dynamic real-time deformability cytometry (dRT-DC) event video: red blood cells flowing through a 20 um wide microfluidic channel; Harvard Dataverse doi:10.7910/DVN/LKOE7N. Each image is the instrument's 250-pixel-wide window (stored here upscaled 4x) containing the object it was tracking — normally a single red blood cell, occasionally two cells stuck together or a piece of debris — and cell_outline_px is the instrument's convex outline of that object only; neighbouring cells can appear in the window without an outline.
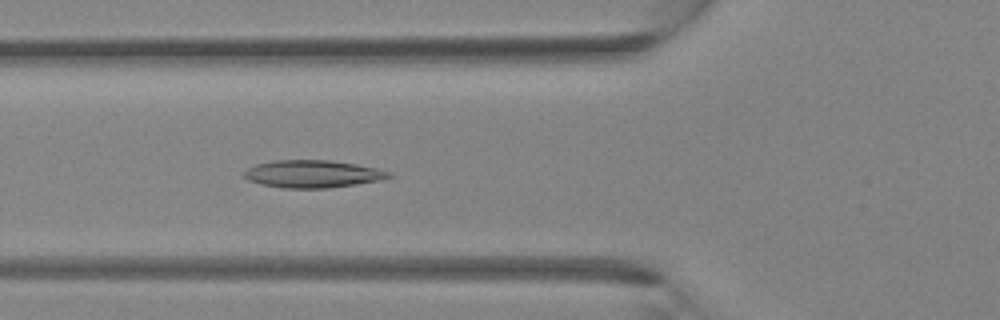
{"species": "Egyptian fruit bat (a non-hibernating species)", "species_latin": "Rousettus aegyptiacus", "temperature_condition": "room temperature", "stored_images_in_passage": 32, "camera_frame_rate_fps": 3000, "um_per_image_px": 0.085, "animal": {"sex": "female"}, "frame": {"image": 1, "passage_image": 7, "time_ms": 2.0, "image_size_px": [1000, 320], "cell_outline_px": [[396, 176], [356, 184], [328, 188], [280, 188], [260, 184], [248, 180], [244, 176], [244, 172], [248, 168], [256, 164], [272, 160], [328, 160], [356, 164], [376, 168], [392, 172]], "centroid_in_image_um": [26.56, 14.78], "position_along_channel_um": 99.2, "area_um2": 23.24}}
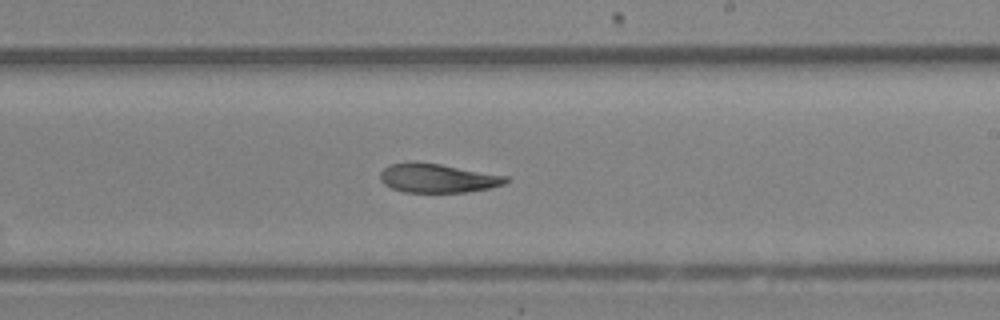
{"frame": {"image": 2, "passage_image": 16, "time_ms": 5.0, "image_size_px": [1000, 320], "cell_outline_px": [[512, 180], [504, 184], [488, 188], [464, 192], [404, 192], [392, 188], [384, 184], [380, 180], [380, 172], [388, 164], [416, 160], [440, 164], [508, 176]], "centroid_in_image_um": [37.17, 15.12], "position_along_channel_um": 251.8, "area_um2": 21.44}}
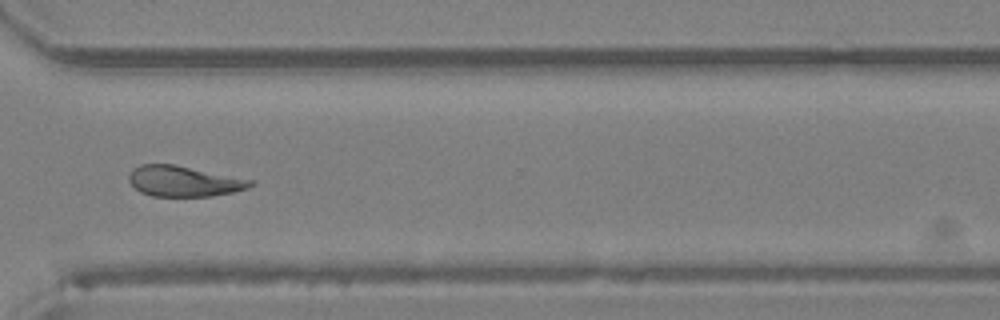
{"frame": {"image": 3, "passage_image": 22, "time_ms": 7.0, "image_size_px": [1000, 320], "cell_outline_px": [[256, 184], [248, 188], [232, 192], [212, 196], [152, 196], [140, 192], [128, 180], [128, 176], [132, 168], [140, 164], [176, 164], [256, 180]], "centroid_in_image_um": [15.66, 15.39], "position_along_channel_um": 354.9, "area_um2": 22.02}}